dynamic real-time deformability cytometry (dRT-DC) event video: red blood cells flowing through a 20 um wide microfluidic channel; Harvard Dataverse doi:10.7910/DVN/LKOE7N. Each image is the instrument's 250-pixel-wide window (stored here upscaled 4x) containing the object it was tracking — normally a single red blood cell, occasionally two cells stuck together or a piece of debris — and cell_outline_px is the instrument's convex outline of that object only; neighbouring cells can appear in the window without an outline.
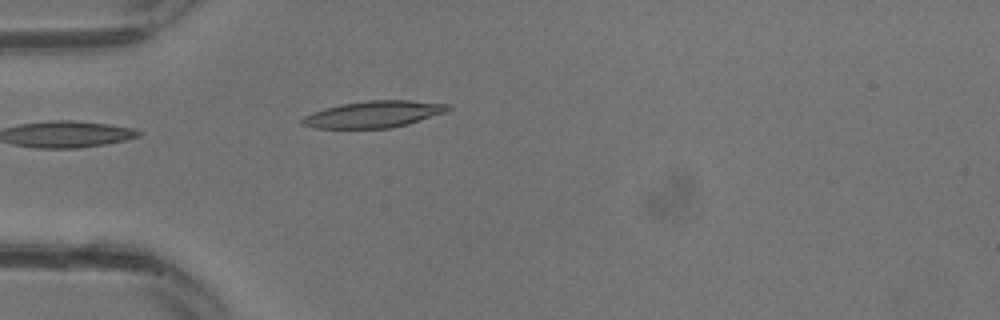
{"species": "common noctule bat (a hibernating species)", "species_latin": "Nyctalus noctula", "temperature_condition": "warm", "stored_images_in_passage": 22, "camera_frame_rate_fps": 3000, "um_per_image_px": 0.085, "animal": {"sex": "male", "body_mass_g": 13.3}, "frame": {"image": 1, "passage_image": 1, "time_ms": 0.0, "image_size_px": [1000, 320], "cell_outline_px": [[452, 108], [448, 112], [408, 124], [392, 128], [316, 128], [300, 124], [300, 120], [304, 116], [312, 112], [324, 108], [340, 104], [368, 100], [408, 100], [452, 104]], "centroid_in_image_um": [31.8, 9.7], "position_along_channel_um": 53.2, "area_um2": 22.95}}
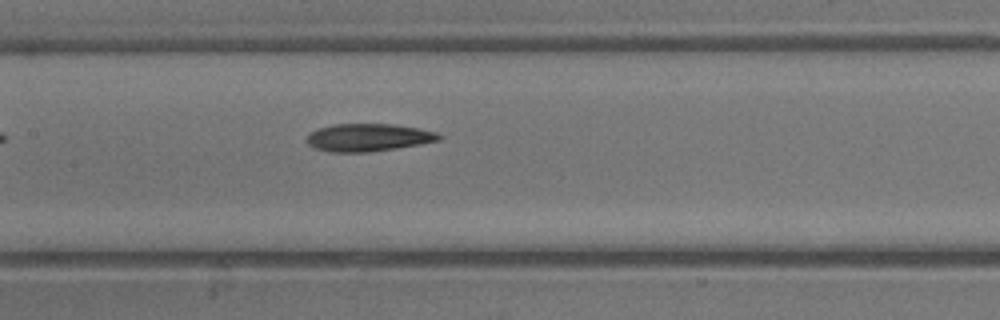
{"frame": {"image": 2, "passage_image": 7, "time_ms": 2.0, "image_size_px": [1000, 320], "cell_outline_px": [[444, 136], [440, 140], [420, 144], [396, 148], [368, 152], [328, 152], [316, 148], [308, 144], [308, 132], [332, 124], [392, 124], [416, 128], [436, 132]], "centroid_in_image_um": [31.3, 11.68], "position_along_channel_um": 176.1, "area_um2": 21.21}}
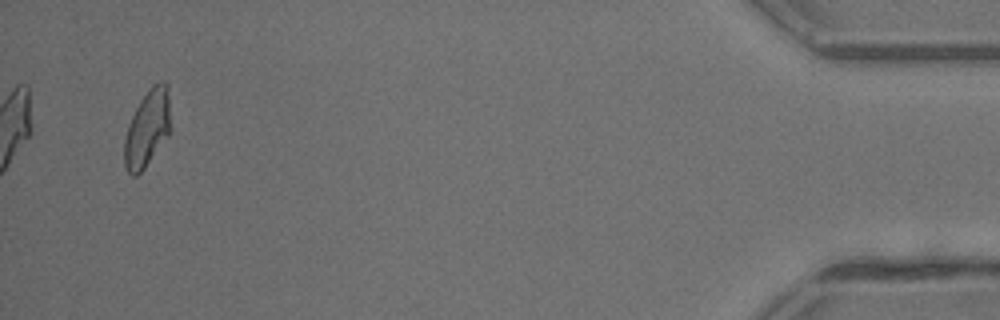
{"frame": {"image": 3, "passage_image": 22, "time_ms": 7.0, "image_size_px": [1000, 320], "cell_outline_px": [[172, 132], [144, 168], [136, 176], [132, 176], [128, 172], [124, 164], [124, 140], [128, 124], [140, 100], [148, 88], [152, 84], [160, 80], [164, 80], [168, 84], [172, 128]], "centroid_in_image_um": [12.57, 10.86], "position_along_channel_um": 422.6, "area_um2": 21.33}}